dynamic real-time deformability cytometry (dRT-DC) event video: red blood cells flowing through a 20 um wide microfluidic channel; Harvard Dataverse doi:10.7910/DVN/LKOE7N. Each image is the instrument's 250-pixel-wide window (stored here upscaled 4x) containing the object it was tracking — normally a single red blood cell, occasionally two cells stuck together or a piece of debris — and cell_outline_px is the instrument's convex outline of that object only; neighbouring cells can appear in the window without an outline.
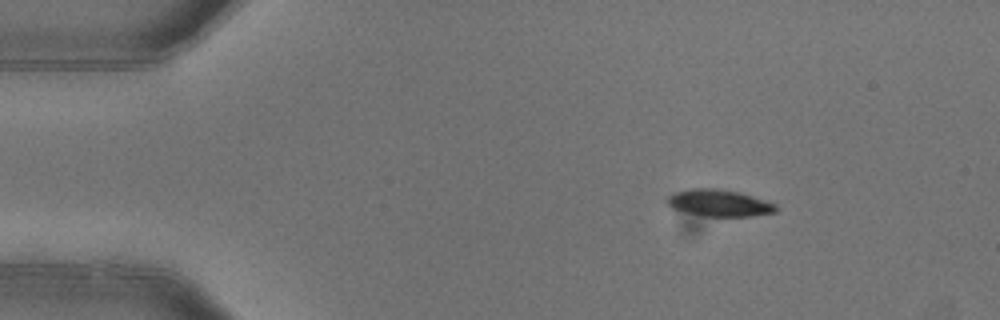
{"species": "common noctule bat (a hibernating species)", "species_latin": "Nyctalus noctula", "temperature_condition": "warm", "stored_images_in_passage": 3, "camera_frame_rate_fps": 3000, "um_per_image_px": 0.085, "animal": {"sex": "female"}, "frame": {"image": 1, "passage_image": 1, "time_ms": 0.0, "image_size_px": [1000, 320], "cell_outline_px": [[780, 208], [776, 212], [752, 216], [704, 216], [684, 212], [672, 208], [664, 204], [664, 200], [672, 192], [692, 188], [716, 188], [740, 192], [776, 204]], "centroid_in_image_um": [61.08, 17.25], "position_along_channel_um": 23.9, "area_um2": 17.34}}